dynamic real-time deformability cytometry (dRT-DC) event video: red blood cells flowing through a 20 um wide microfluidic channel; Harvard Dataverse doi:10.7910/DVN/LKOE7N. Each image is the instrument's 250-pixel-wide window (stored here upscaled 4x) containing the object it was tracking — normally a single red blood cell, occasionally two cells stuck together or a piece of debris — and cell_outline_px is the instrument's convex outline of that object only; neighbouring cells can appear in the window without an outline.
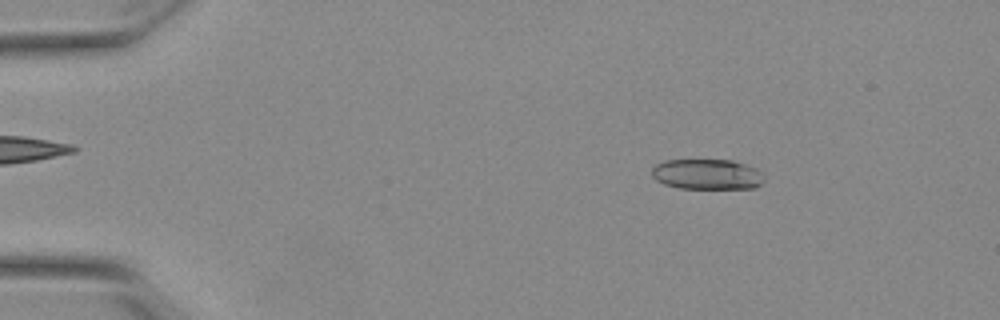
{"species": "Egyptian fruit bat (a non-hibernating species)", "species_latin": "Rousettus aegyptiacus", "temperature_condition": "warm", "stored_images_in_passage": 53, "camera_frame_rate_fps": 3000, "um_per_image_px": 0.085, "animal": {"sex": "female"}, "frame": {"image": 1, "passage_image": 8, "time_ms": 2.333, "image_size_px": [1000, 320], "cell_outline_px": [[764, 180], [756, 188], [680, 188], [664, 184], [656, 180], [652, 176], [652, 168], [656, 164], [664, 160], [732, 160], [756, 168], [764, 176]], "centroid_in_image_um": [60.09, 14.81], "position_along_channel_um": 24.9, "area_um2": 19.88}}
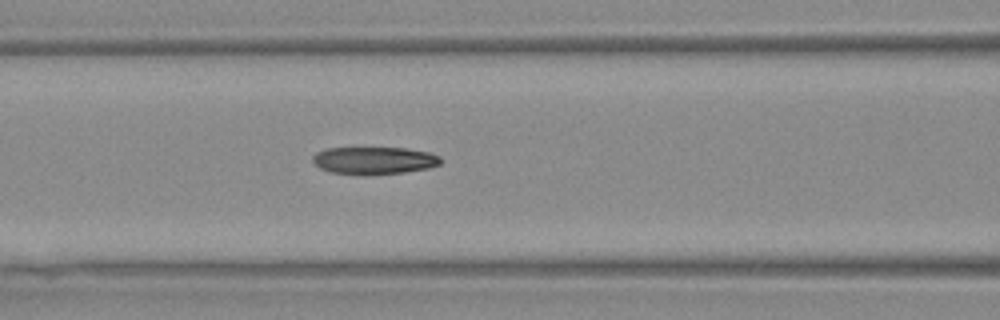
{"frame": {"image": 2, "passage_image": 23, "time_ms": 7.333, "image_size_px": [1000, 320], "cell_outline_px": [[440, 164], [428, 168], [404, 172], [368, 176], [364, 176], [332, 172], [320, 168], [312, 160], [312, 156], [316, 152], [328, 148], [404, 148], [428, 152], [440, 156]], "centroid_in_image_um": [31.78, 13.65], "position_along_channel_um": 134.8, "area_um2": 20.58}}
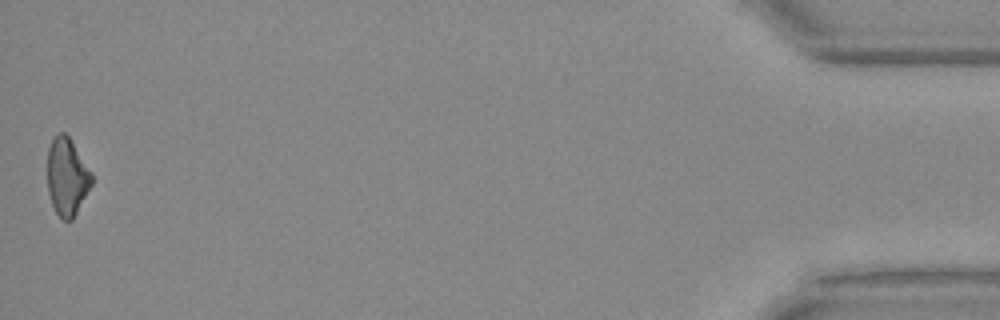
{"frame": {"image": 3, "passage_image": 53, "time_ms": 17.333, "image_size_px": [1000, 320], "cell_outline_px": [[92, 184], [72, 220], [60, 220], [52, 204], [48, 192], [48, 148], [52, 140], [60, 132], [64, 132], [68, 136], [92, 172]], "centroid_in_image_um": [5.69, 15.04], "position_along_channel_um": 429.5, "area_um2": 19.83}, "authors_computed_cell_mechanics": {"area_um2": 20.9236, "velocity_mm_per_s": 3.8546, "shape_relaxation_time_tau1_ms": null, "shape_relaxation_time_tau2_ms": 5.1749, "deformation_change_tau1": null, "deformation_change_tau2": 0.1404}}